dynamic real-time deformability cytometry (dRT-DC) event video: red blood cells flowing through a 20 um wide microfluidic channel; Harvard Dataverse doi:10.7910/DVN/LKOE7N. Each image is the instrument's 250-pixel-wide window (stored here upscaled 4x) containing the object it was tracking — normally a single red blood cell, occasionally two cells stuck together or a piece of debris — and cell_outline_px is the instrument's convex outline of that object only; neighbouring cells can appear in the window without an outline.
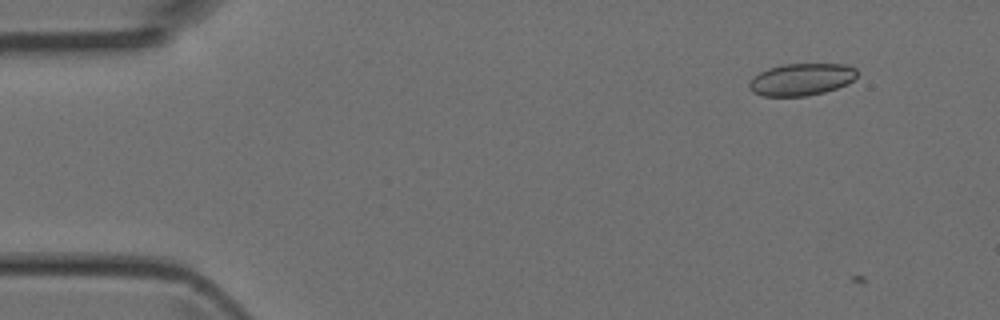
{"species": "Egyptian fruit bat (a non-hibernating species)", "species_latin": "Rousettus aegyptiacus", "temperature_condition": "room temperature", "stored_images_in_passage": 5, "camera_frame_rate_fps": 3000, "um_per_image_px": 0.085, "animal": {"sex": "female"}, "frame": {"image": 1, "passage_image": 2, "time_ms": 0.333, "image_size_px": [1000, 320], "cell_outline_px": [[856, 76], [848, 84], [824, 92], [808, 96], [764, 96], [752, 92], [748, 88], [748, 84], [760, 72], [768, 68], [784, 64], [844, 64], [856, 68]], "centroid_in_image_um": [68.12, 6.75], "position_along_channel_um": 16.9, "area_um2": 20.11}}